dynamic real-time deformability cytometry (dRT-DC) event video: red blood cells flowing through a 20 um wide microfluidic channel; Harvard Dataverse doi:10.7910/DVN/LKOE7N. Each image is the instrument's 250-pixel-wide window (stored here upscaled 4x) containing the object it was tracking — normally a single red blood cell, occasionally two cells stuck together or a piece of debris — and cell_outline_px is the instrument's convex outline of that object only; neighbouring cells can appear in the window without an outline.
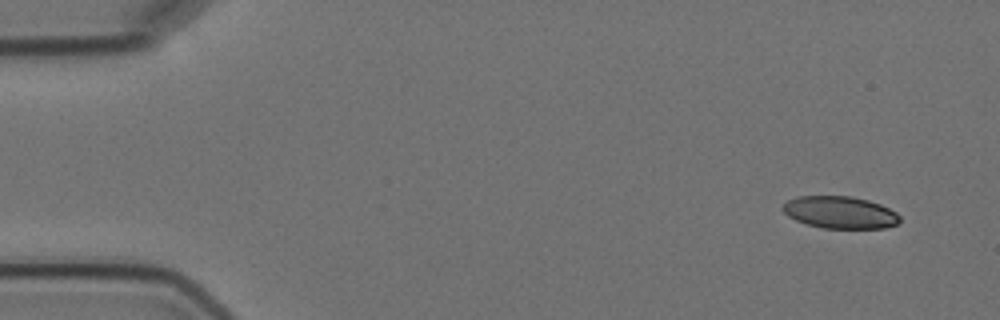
{"species": "Egyptian fruit bat (a non-hibernating species)", "species_latin": "Rousettus aegyptiacus", "temperature_condition": "cold", "stored_images_in_passage": 5, "camera_frame_rate_fps": 3000, "um_per_image_px": 0.085, "animal": {"sex": "female"}, "frame": {"image": 1, "passage_image": 1, "time_ms": 0.0, "image_size_px": [1000, 320], "cell_outline_px": [[900, 220], [896, 224], [884, 228], [824, 228], [808, 224], [796, 220], [788, 216], [780, 208], [788, 200], [796, 196], [852, 196], [868, 200], [880, 204], [896, 212], [900, 216]], "centroid_in_image_um": [71.39, 18.04], "position_along_channel_um": 13.6, "area_um2": 21.91}}
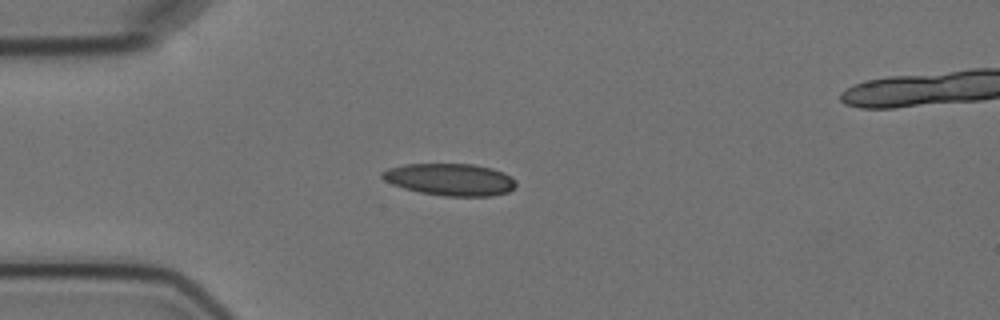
{"frame": {"image": 2, "passage_image": 4, "time_ms": 3.667, "image_size_px": [1000, 320], "cell_outline_px": [[516, 184], [508, 192], [492, 196], [444, 196], [420, 192], [404, 188], [392, 184], [384, 180], [380, 176], [380, 172], [388, 168], [404, 164], [472, 164], [492, 168], [504, 172], [512, 176], [516, 180]], "centroid_in_image_um": [38.26, 15.25], "position_along_channel_um": 46.7, "area_um2": 25.14}}